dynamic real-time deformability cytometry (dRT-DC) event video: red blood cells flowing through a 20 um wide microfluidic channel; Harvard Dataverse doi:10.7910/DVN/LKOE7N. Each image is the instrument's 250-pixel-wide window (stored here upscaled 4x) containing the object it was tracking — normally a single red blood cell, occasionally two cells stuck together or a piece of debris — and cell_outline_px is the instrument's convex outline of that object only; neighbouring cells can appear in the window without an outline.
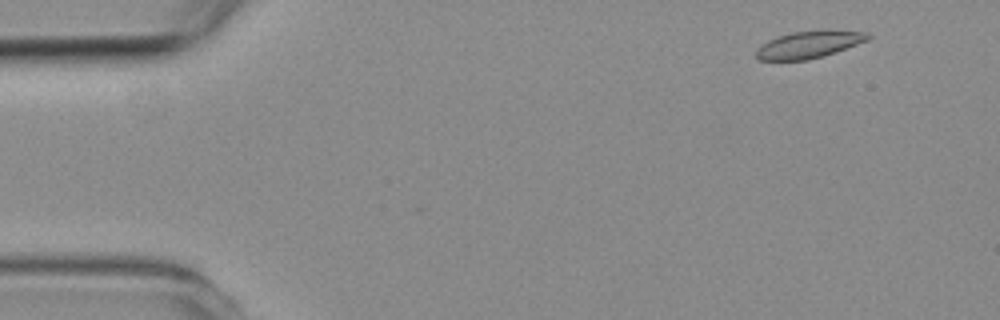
{"species": "common noctule bat (a hibernating species)", "species_latin": "Nyctalus noctula", "temperature_condition": "room temperature", "stored_images_in_passage": 3, "camera_frame_rate_fps": 3000, "um_per_image_px": 0.085, "animal": {"sex": "female", "body_mass_g": 19.3, "forearm_length_mm": 54.1}, "frame": {"image": 1, "passage_image": 1, "time_ms": 0.0, "image_size_px": [1000, 320], "cell_outline_px": [[872, 36], [868, 40], [808, 60], [760, 60], [756, 56], [756, 52], [760, 44], [776, 36], [792, 32], [868, 32]], "centroid_in_image_um": [68.65, 3.81], "position_along_channel_um": 16.3, "area_um2": 16.76}}